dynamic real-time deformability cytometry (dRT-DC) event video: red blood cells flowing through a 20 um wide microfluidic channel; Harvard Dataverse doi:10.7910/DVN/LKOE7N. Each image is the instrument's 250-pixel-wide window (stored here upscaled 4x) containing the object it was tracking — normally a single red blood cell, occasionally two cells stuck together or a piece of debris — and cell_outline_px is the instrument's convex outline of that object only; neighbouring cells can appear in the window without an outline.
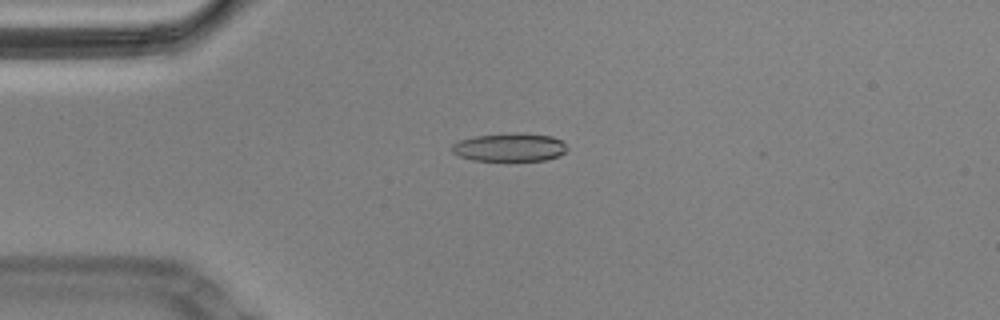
{"species": "Egyptian fruit bat (a non-hibernating species)", "species_latin": "Rousettus aegyptiacus", "temperature_condition": "cold", "stored_images_in_passage": 58, "camera_frame_rate_fps": 3000, "um_per_image_px": 0.085, "animal": {"sex": "male"}, "frame": {"image": 1, "passage_image": 14, "time_ms": 4.333, "image_size_px": [1000, 320], "cell_outline_px": [[568, 148], [560, 156], [544, 160], [472, 160], [460, 156], [452, 152], [452, 144], [460, 140], [476, 136], [512, 132], [516, 132], [552, 136], [560, 140]], "centroid_in_image_um": [43.32, 12.51], "position_along_channel_um": 41.7, "area_um2": 18.9}}
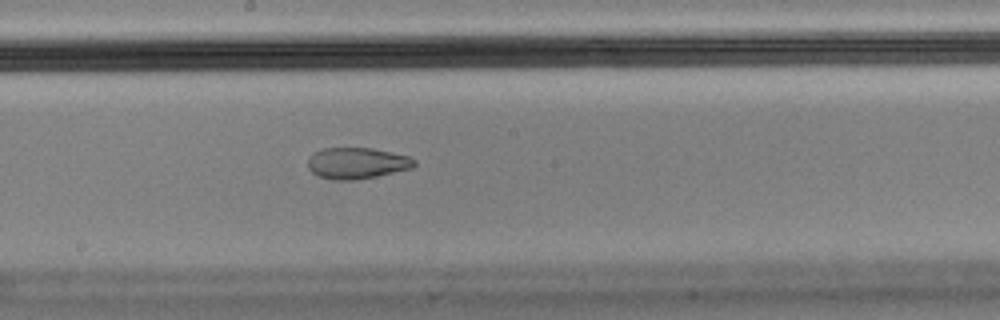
{"frame": {"image": 2, "passage_image": 31, "time_ms": 10.0, "image_size_px": [1000, 320], "cell_outline_px": [[416, 164], [412, 168], [376, 176], [356, 180], [332, 180], [320, 176], [312, 172], [308, 168], [308, 156], [324, 148], [372, 148], [408, 156], [416, 160]], "centroid_in_image_um": [30.33, 13.87], "position_along_channel_um": 217.9, "area_um2": 19.31}}
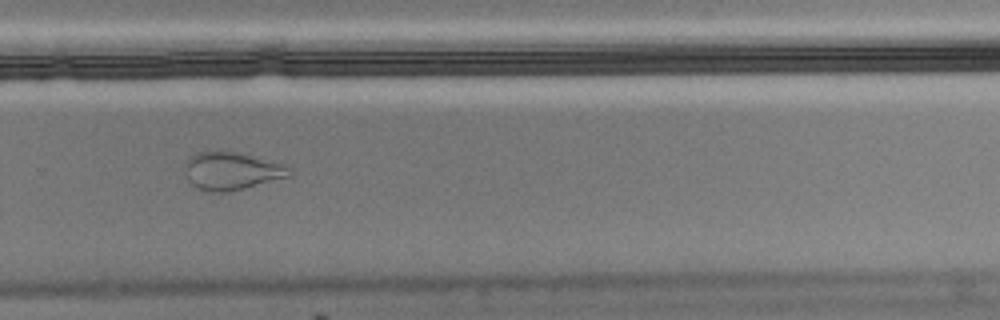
{"frame": {"image": 3, "passage_image": 39, "time_ms": 12.667, "image_size_px": [1000, 320], "cell_outline_px": [[292, 176], [228, 192], [212, 192], [196, 188], [188, 180], [184, 172], [184, 164], [188, 156], [196, 152], [212, 148], [224, 148], [244, 152], [288, 164], [292, 168]], "centroid_in_image_um": [19.7, 14.45], "position_along_channel_um": 310.1, "area_um2": 24.57}, "authors_computed_cell_mechanics": {"area_um2": 20.3167, "velocity_mm_per_s": 3.4778, "shape_relaxation_time_tau1_ms": null, "shape_relaxation_time_tau2_ms": 2.4954, "deformation_change_tau1": null, "deformation_change_tau2": 0.0737}}